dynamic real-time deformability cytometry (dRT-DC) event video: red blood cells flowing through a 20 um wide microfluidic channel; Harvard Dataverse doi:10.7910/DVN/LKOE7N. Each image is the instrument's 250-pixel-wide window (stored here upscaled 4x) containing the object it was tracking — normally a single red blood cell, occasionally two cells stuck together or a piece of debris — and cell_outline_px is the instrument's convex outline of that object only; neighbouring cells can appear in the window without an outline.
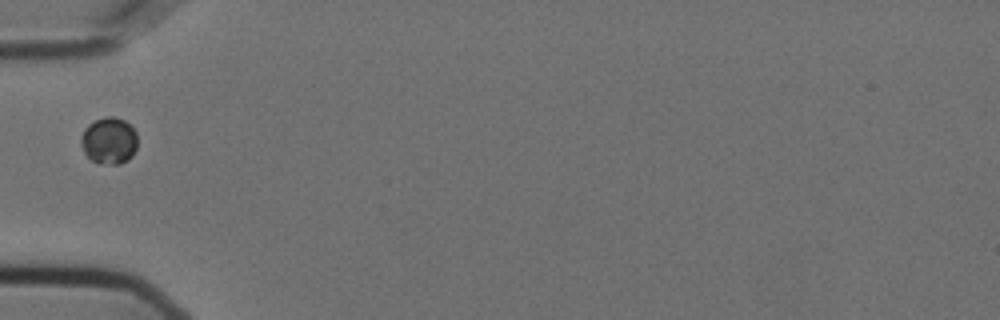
{"species": "Egyptian fruit bat (a non-hibernating species)", "species_latin": "Rousettus aegyptiacus", "temperature_condition": "cold", "stored_images_in_passage": 38, "camera_frame_rate_fps": 3000, "um_per_image_px": 0.085, "animal": {"sex": "female"}, "frame": {"image": 1, "passage_image": 1, "time_ms": 0.0, "image_size_px": [1000, 320], "cell_outline_px": [[136, 148], [132, 156], [128, 160], [120, 164], [100, 164], [92, 160], [84, 152], [80, 140], [80, 136], [84, 128], [88, 124], [104, 116], [112, 116], [124, 120], [136, 132]], "centroid_in_image_um": [9.25, 11.96], "position_along_channel_um": 75.7, "area_um2": 15.43}}
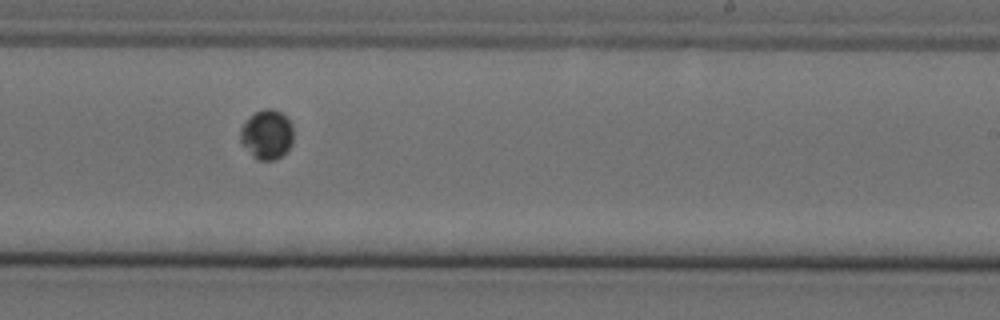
{"frame": {"image": 2, "passage_image": 17, "time_ms": 5.333, "image_size_px": [1000, 320], "cell_outline_px": [[292, 144], [276, 160], [260, 160], [252, 156], [240, 140], [240, 128], [256, 112], [264, 108], [272, 108], [280, 112], [292, 124]], "centroid_in_image_um": [22.68, 11.44], "position_along_channel_um": 266.3, "area_um2": 14.97}}
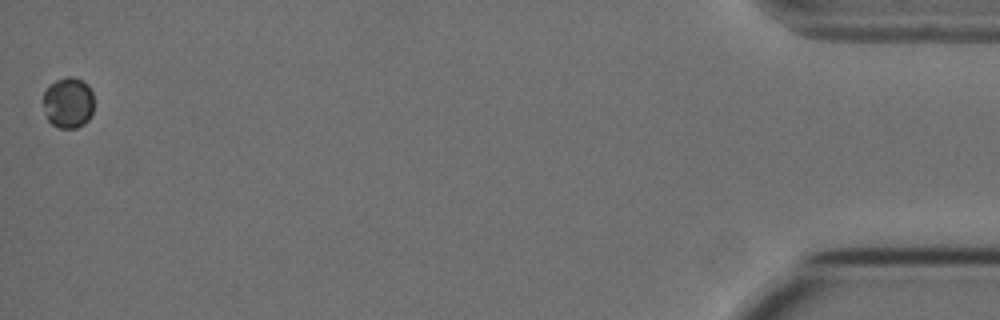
{"frame": {"image": 3, "passage_image": 38, "time_ms": 12.333, "image_size_px": [1000, 320], "cell_outline_px": [[92, 112], [88, 120], [84, 124], [76, 128], [60, 128], [52, 124], [48, 120], [44, 108], [44, 92], [48, 84], [56, 80], [68, 76], [72, 76], [88, 84], [92, 92]], "centroid_in_image_um": [5.79, 8.72], "position_along_channel_um": 429.4, "area_um2": 15.03}, "authors_computed_cell_mechanics": {"area_um2": 15.0569, "velocity_mm_per_s": 3.5735, "shape_relaxation_time_tau1_ms": 0.4461, "shape_relaxation_time_tau2_ms": null, "deformation_change_tau1": 0.0107, "deformation_change_tau2": null}}